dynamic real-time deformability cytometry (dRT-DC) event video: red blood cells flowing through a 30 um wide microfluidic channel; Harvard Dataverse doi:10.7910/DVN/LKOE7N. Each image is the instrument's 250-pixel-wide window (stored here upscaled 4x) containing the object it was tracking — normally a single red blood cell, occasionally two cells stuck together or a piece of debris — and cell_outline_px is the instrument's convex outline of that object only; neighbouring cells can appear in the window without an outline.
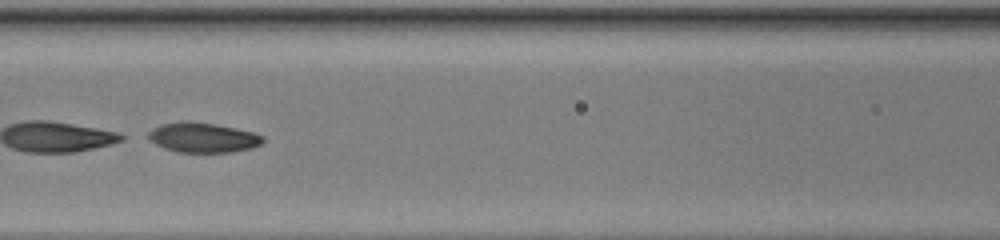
{"species": "common noctule bat (a hibernating species)", "species_latin": "Nyctalus noctula", "temperature_condition": "warm", "stored_images_in_passage": 29, "camera_frame_rate_fps": 3000, "um_per_image_px": 0.085, "animal": {"sex": "female", "body_mass_g": 20.0, "forearm_length_mm": 54.0}, "frame": {"image": 1, "passage_image": 23, "time_ms": 7.333, "image_size_px": [1000, 240], "cell_outline_px": [[264, 140], [260, 144], [252, 148], [232, 152], [176, 152], [164, 148], [148, 140], [148, 132], [152, 128], [160, 124], [184, 120], [188, 120], [216, 124], [236, 128], [252, 132], [264, 136]], "centroid_in_image_um": [17.21, 11.68], "position_along_channel_um": 149.4, "area_um2": 20.17}}